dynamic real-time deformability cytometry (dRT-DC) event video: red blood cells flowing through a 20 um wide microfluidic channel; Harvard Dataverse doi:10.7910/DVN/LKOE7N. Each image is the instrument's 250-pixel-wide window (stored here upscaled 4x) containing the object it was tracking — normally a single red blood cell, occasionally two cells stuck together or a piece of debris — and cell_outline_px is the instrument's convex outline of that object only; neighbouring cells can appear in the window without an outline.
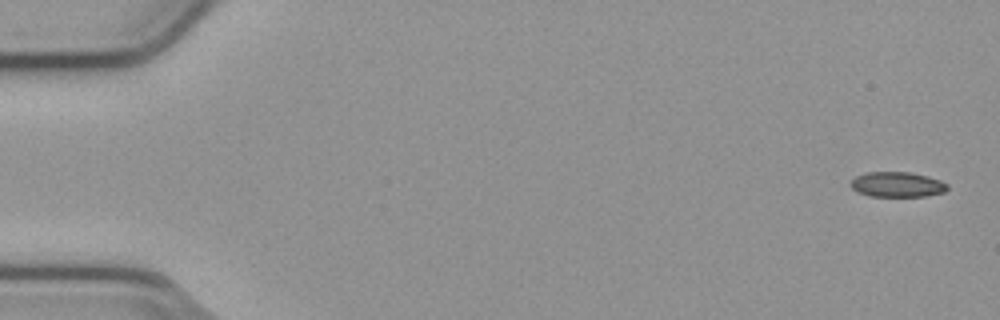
{"species": "common noctule bat (a hibernating species)", "species_latin": "Nyctalus noctula", "temperature_condition": "cold", "stored_images_in_passage": 54, "camera_frame_rate_fps": 3000, "um_per_image_px": 0.085, "animal": {"sex": "male", "body_mass_g": 23.1, "forearm_length_mm": 52.7}, "frame": {"image": 1, "passage_image": 1, "time_ms": 0.0, "image_size_px": [1000, 320], "cell_outline_px": [[948, 188], [944, 192], [924, 196], [868, 196], [856, 192], [848, 184], [856, 176], [868, 172], [908, 172], [928, 176], [940, 180], [948, 184]], "centroid_in_image_um": [76.23, 15.68], "position_along_channel_um": 8.8, "area_um2": 14.22}}
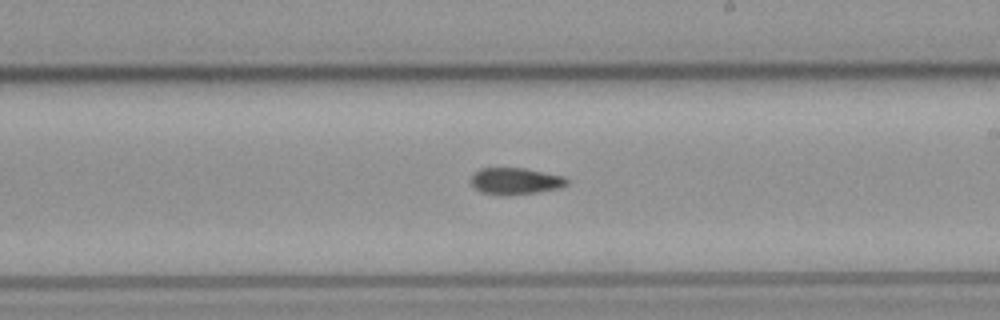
{"frame": {"image": 2, "passage_image": 31, "time_ms": 10.0, "image_size_px": [1000, 320], "cell_outline_px": [[568, 184], [560, 188], [536, 192], [504, 196], [480, 192], [468, 180], [480, 168], [524, 168], [564, 176], [568, 180]], "centroid_in_image_um": [43.8, 15.4], "position_along_channel_um": 245.2, "area_um2": 14.97}}
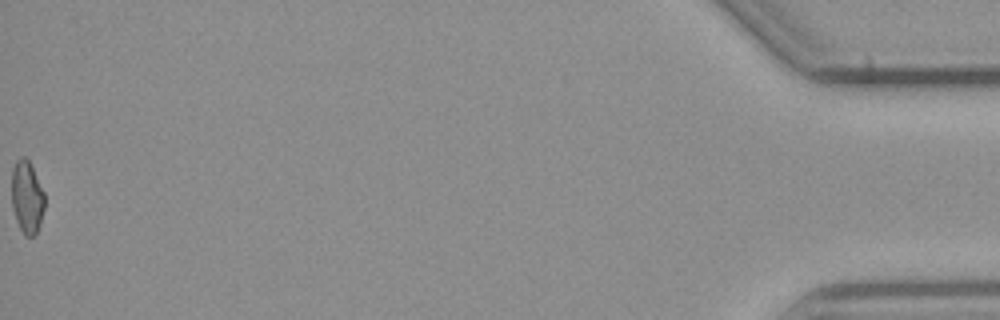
{"frame": {"image": 3, "passage_image": 54, "time_ms": 17.667, "image_size_px": [1000, 320], "cell_outline_px": [[44, 208], [40, 224], [36, 232], [32, 236], [24, 236], [16, 220], [12, 208], [12, 168], [16, 160], [20, 156], [24, 156], [28, 160], [44, 192]], "centroid_in_image_um": [2.28, 16.75], "position_along_channel_um": 432.9, "area_um2": 13.87}}